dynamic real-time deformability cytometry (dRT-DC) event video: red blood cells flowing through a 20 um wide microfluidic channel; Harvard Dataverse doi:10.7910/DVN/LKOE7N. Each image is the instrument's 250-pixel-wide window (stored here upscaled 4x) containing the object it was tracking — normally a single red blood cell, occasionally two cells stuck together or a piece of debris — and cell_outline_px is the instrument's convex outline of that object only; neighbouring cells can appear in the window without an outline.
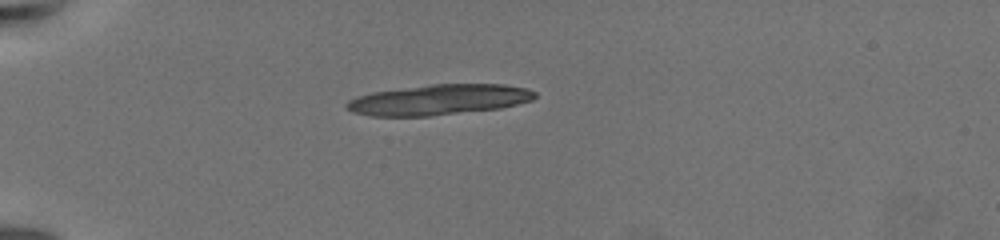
{"species": "common noctule bat (a hibernating species)", "species_latin": "Nyctalus noctula", "temperature_condition": "warm", "stored_images_in_passage": 7, "camera_frame_rate_fps": 3000, "um_per_image_px": 0.085, "animal": {"sex": "female", "body_mass_g": 19.5, "forearm_length_mm": 54.1}, "frame": {"image": 1, "passage_image": 1, "time_ms": 0.0, "image_size_px": [1000, 240], "cell_outline_px": [[536, 96], [532, 100], [500, 108], [428, 116], [368, 116], [352, 112], [344, 104], [348, 100], [356, 96], [372, 92], [432, 84], [504, 84], [524, 88], [536, 92]], "centroid_in_image_um": [37.26, 8.48], "position_along_channel_um": 47.7, "area_um2": 33.29}}
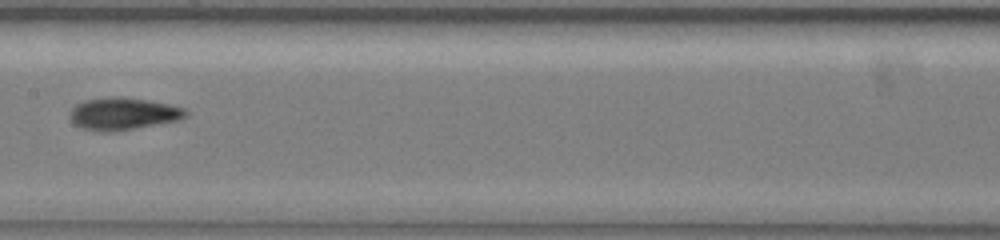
{"frame": {"image": 2, "passage_image": 6, "time_ms": 6.0, "image_size_px": [1000, 240], "cell_outline_px": [[188, 116], [176, 120], [132, 128], [108, 132], [104, 132], [84, 128], [76, 124], [68, 116], [72, 108], [76, 104], [84, 100], [112, 96], [120, 96], [168, 104], [184, 108], [188, 112]], "centroid_in_image_um": [10.43, 9.65], "position_along_channel_um": 197.0, "area_um2": 21.33}}